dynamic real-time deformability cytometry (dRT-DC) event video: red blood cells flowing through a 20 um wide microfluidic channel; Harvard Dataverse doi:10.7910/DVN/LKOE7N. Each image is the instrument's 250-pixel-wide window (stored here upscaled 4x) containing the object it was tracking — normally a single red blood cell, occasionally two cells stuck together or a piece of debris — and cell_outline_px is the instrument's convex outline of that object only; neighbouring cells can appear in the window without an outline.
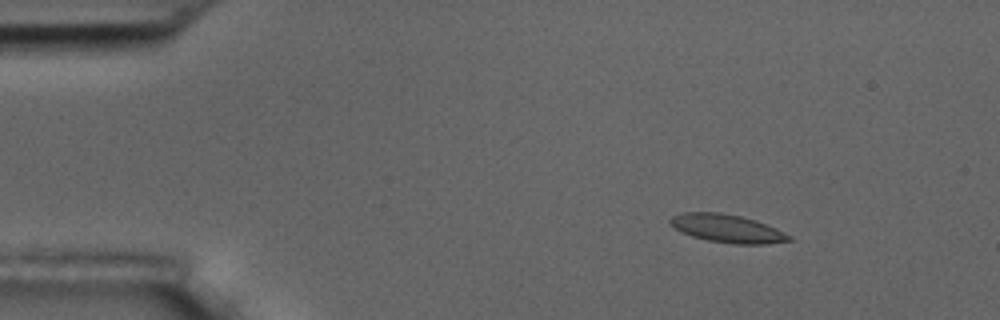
{"species": "common noctule bat (a hibernating species)", "species_latin": "Nyctalus noctula", "temperature_condition": "room temperature", "stored_images_in_passage": 9, "camera_frame_rate_fps": 3000, "um_per_image_px": 0.085, "animal": {"sex": "male", "body_mass_g": 17.5, "forearm_length_mm": 52.3}, "frame": {"image": 1, "passage_image": 2, "time_ms": 1.333, "image_size_px": [1000, 320], "cell_outline_px": [[792, 240], [764, 244], [732, 244], [708, 240], [692, 236], [668, 224], [668, 220], [672, 216], [684, 212], [720, 212], [740, 216], [756, 220], [776, 228], [792, 236]], "centroid_in_image_um": [61.81, 19.41], "position_along_channel_um": 23.2, "area_um2": 19.42}}
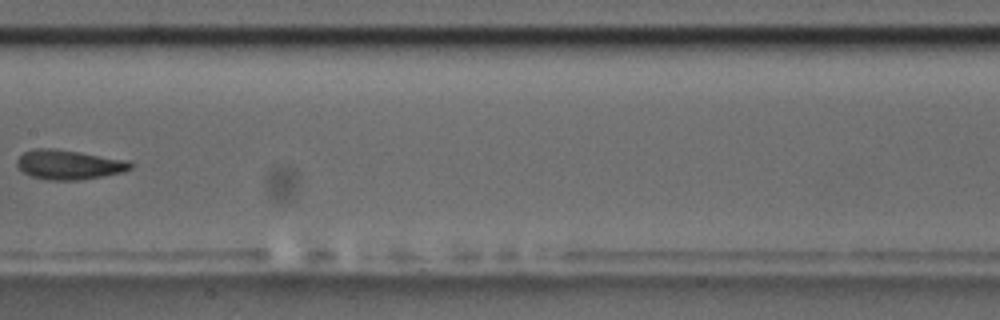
{"frame": {"image": 2, "passage_image": 8, "time_ms": 8.333, "image_size_px": [1000, 320], "cell_outline_px": [[132, 168], [124, 172], [104, 176], [80, 180], [48, 180], [32, 176], [24, 172], [16, 164], [16, 160], [24, 152], [32, 148], [52, 148], [80, 152], [128, 160], [132, 164]], "centroid_in_image_um": [5.87, 13.99], "position_along_channel_um": 201.5, "area_um2": 19.59}}
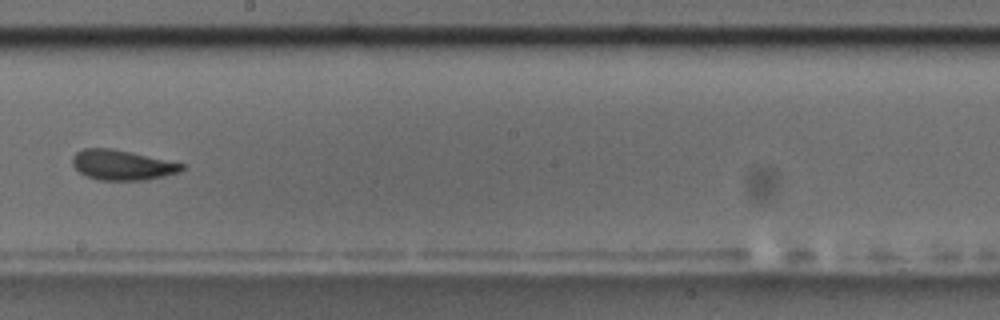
{"frame": {"image": 3, "passage_image": 9, "time_ms": 9.333, "image_size_px": [1000, 320], "cell_outline_px": [[188, 164], [180, 172], [148, 180], [100, 180], [84, 176], [72, 164], [72, 156], [76, 152], [84, 148], [112, 148]], "centroid_in_image_um": [10.41, 14.02], "position_along_channel_um": 237.8, "area_um2": 19.42}}